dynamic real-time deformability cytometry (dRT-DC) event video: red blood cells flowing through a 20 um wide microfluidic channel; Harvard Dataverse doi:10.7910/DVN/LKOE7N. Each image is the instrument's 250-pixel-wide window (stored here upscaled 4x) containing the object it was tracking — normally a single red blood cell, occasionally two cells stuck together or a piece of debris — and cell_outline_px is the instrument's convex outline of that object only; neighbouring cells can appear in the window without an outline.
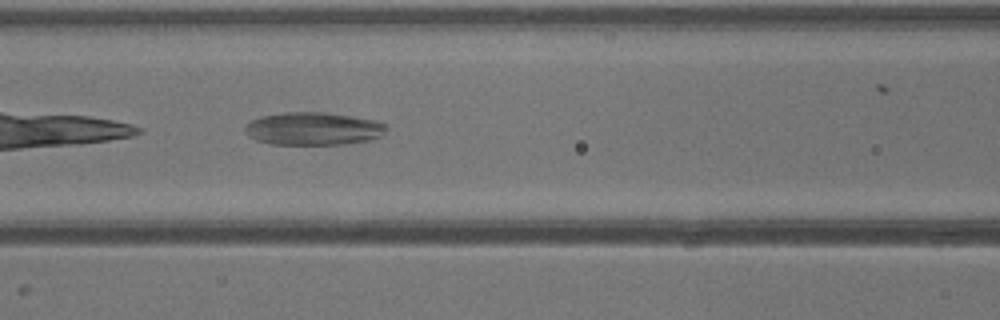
{"species": "common noctule bat (a hibernating species)", "species_latin": "Nyctalus noctula", "temperature_condition": "warm", "stored_images_in_passage": 29, "camera_frame_rate_fps": 3000, "um_per_image_px": 0.085, "animal": {"sex": "male", "body_mass_g": 13.3}, "frame": {"image": 1, "passage_image": 5, "time_ms": 1.333, "image_size_px": [1000, 320], "cell_outline_px": [[388, 128], [380, 136], [368, 140], [344, 144], [272, 144], [256, 140], [248, 136], [244, 132], [244, 124], [260, 116], [284, 112], [324, 112], [352, 116], [376, 120], [388, 124]], "centroid_in_image_um": [26.61, 10.93], "position_along_channel_um": 140.0, "area_um2": 27.28}}
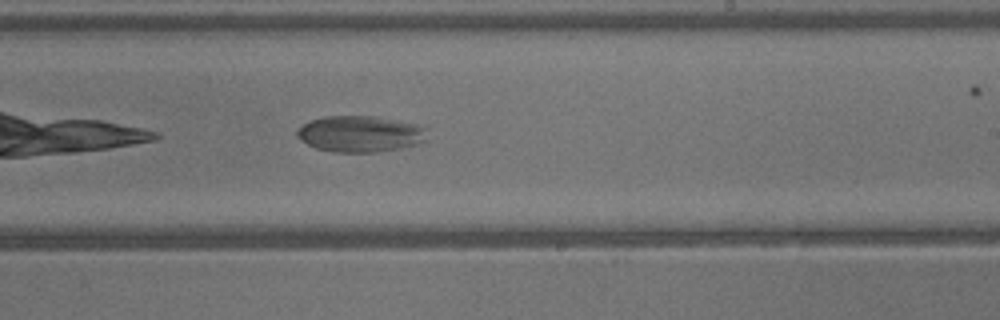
{"frame": {"image": 2, "passage_image": 12, "time_ms": 3.667, "image_size_px": [1000, 320], "cell_outline_px": [[428, 140], [416, 144], [400, 148], [376, 152], [332, 152], [316, 148], [300, 140], [296, 136], [296, 132], [304, 124], [312, 120], [324, 116], [372, 116], [396, 120], [416, 124], [424, 128]], "centroid_in_image_um": [30.6, 11.39], "position_along_channel_um": 258.4, "area_um2": 27.34}}
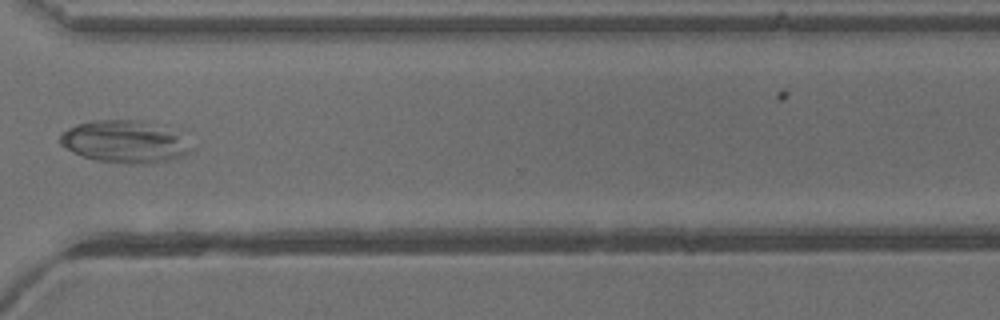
{"frame": {"image": 3, "passage_image": 18, "time_ms": 5.667, "image_size_px": [1000, 320], "cell_outline_px": [[192, 152], [184, 156], [172, 160], [152, 164], [128, 164], [96, 160], [84, 156], [60, 144], [60, 136], [68, 128], [76, 124], [92, 120], [140, 120], [176, 132], [192, 148]], "centroid_in_image_um": [10.62, 12.06], "position_along_channel_um": 360.0, "area_um2": 32.02}}